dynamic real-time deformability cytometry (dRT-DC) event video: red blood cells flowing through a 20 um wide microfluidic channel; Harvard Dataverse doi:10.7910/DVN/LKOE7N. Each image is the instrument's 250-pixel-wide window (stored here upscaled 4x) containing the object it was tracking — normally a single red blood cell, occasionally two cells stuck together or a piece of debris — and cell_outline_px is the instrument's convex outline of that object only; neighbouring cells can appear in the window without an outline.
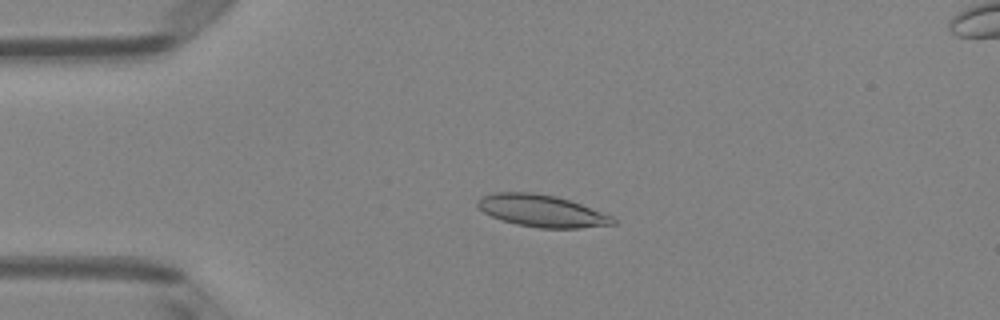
{"species": "Egyptian fruit bat (a non-hibernating species)", "species_latin": "Rousettus aegyptiacus", "temperature_condition": "room temperature", "stored_images_in_passage": 49, "camera_frame_rate_fps": 3000, "um_per_image_px": 0.085, "animal": {"sex": "female"}, "frame": {"image": 1, "passage_image": 11, "time_ms": 3.333, "image_size_px": [1000, 320], "cell_outline_px": [[616, 224], [580, 228], [540, 228], [516, 224], [500, 220], [484, 212], [476, 204], [476, 200], [480, 196], [496, 192], [536, 192], [556, 196], [572, 200], [612, 216], [616, 220]], "centroid_in_image_um": [46.04, 17.91], "position_along_channel_um": 39.0, "area_um2": 25.55}}
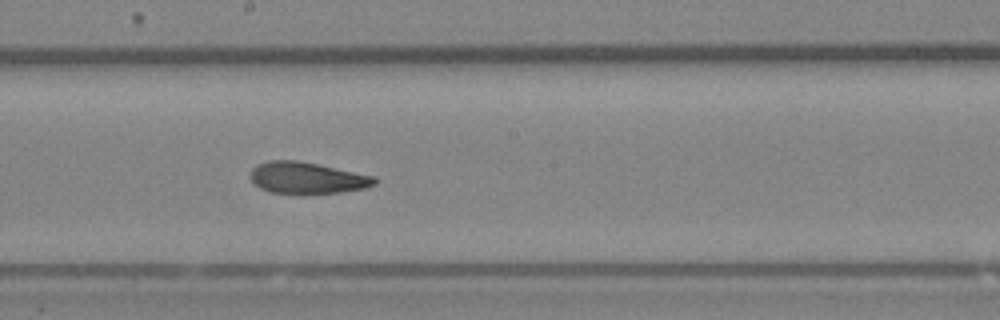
{"frame": {"image": 2, "passage_image": 27, "time_ms": 8.667, "image_size_px": [1000, 320], "cell_outline_px": [[380, 180], [376, 184], [364, 188], [340, 192], [300, 196], [296, 196], [268, 192], [260, 188], [252, 180], [252, 168], [256, 164], [268, 160], [296, 160], [376, 176]], "centroid_in_image_um": [26.11, 15.16], "position_along_channel_um": 222.1, "area_um2": 23.47}}
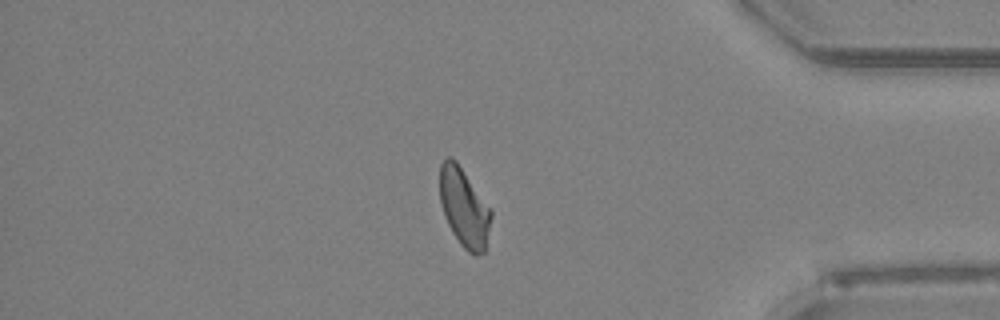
{"frame": {"image": 3, "passage_image": 42, "time_ms": 13.667, "image_size_px": [1000, 320], "cell_outline_px": [[492, 216], [484, 252], [476, 256], [468, 252], [460, 244], [452, 232], [444, 216], [440, 200], [440, 164], [448, 156], [452, 156], [456, 160], [492, 208]], "centroid_in_image_um": [39.46, 17.62], "position_along_channel_um": 395.7, "area_um2": 23.76}, "authors_computed_cell_mechanics": {"area_um2": 23.7558, "velocity_mm_per_s": 4.037, "shape_relaxation_time_tau1_ms": 4.3986, "shape_relaxation_time_tau2_ms": 2.6144, "deformation_change_tau1": 0.1456, "deformation_change_tau2": 0.075}}